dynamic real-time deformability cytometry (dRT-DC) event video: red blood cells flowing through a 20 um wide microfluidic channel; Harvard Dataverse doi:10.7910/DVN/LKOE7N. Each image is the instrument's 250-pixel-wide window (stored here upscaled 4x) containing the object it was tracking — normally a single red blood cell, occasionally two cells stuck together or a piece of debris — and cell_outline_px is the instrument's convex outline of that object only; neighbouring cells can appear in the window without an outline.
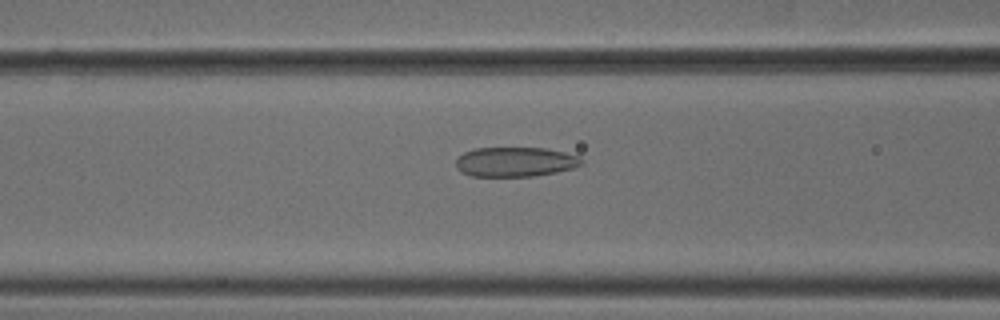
{"species": "common noctule bat (a hibernating species)", "species_latin": "Nyctalus noctula", "temperature_condition": "cold", "stored_images_in_passage": 53, "camera_frame_rate_fps": 3000, "um_per_image_px": 0.085, "animal": {"sex": "male", "body_mass_g": 18.8}, "frame": {"image": 1, "passage_image": 22, "time_ms": 7.0, "image_size_px": [1000, 320], "cell_outline_px": [[584, 164], [572, 168], [556, 172], [532, 176], [472, 176], [460, 172], [456, 168], [456, 156], [464, 152], [476, 148], [544, 148], [564, 152], [580, 156], [584, 160]], "centroid_in_image_um": [43.79, 13.75], "position_along_channel_um": 122.8, "area_um2": 21.85}}
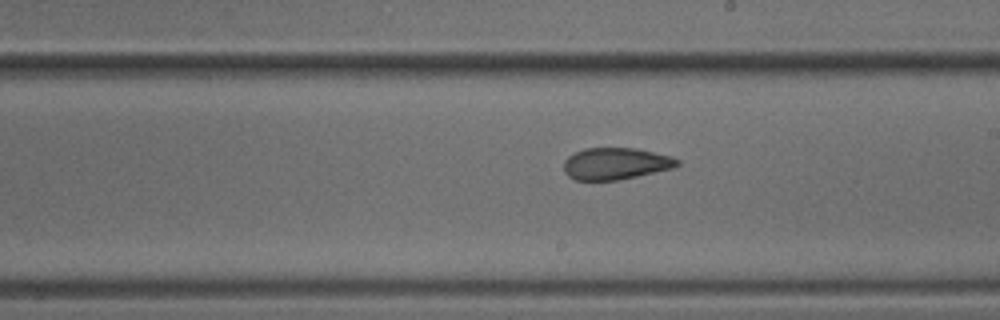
{"frame": {"image": 2, "passage_image": 31, "time_ms": 10.0, "image_size_px": [1000, 320], "cell_outline_px": [[680, 164], [672, 168], [636, 176], [616, 180], [576, 180], [568, 176], [564, 172], [564, 160], [568, 156], [584, 148], [636, 148], [672, 156], [680, 160]], "centroid_in_image_um": [52.32, 13.9], "position_along_channel_um": 236.7, "area_um2": 20.98}}
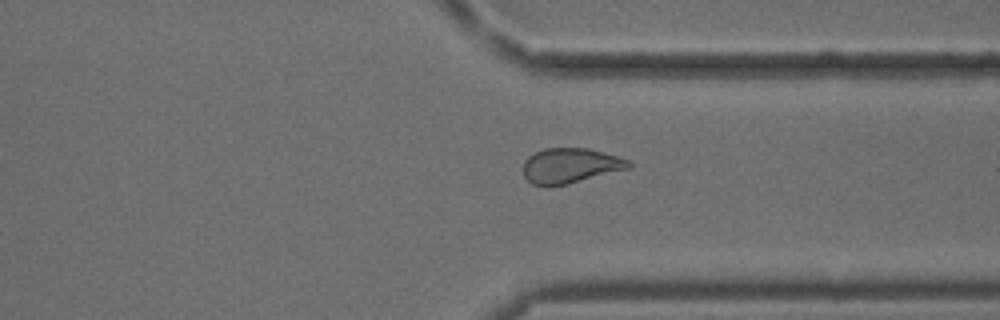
{"frame": {"image": 3, "passage_image": 41, "time_ms": 13.333, "image_size_px": [1000, 320], "cell_outline_px": [[632, 168], [564, 184], [544, 188], [532, 184], [524, 176], [524, 160], [528, 156], [544, 148], [588, 148], [604, 152], [632, 160]], "centroid_in_image_um": [48.49, 14.08], "position_along_channel_um": 362.9, "area_um2": 21.79}, "authors_computed_cell_mechanics": {"area_um2": 23.1778, "velocity_mm_per_s": 3.7885, "shape_relaxation_time_tau1_ms": null, "shape_relaxation_time_tau2_ms": 3.023, "deformation_change_tau1": null, "deformation_change_tau2": 0.0947}}